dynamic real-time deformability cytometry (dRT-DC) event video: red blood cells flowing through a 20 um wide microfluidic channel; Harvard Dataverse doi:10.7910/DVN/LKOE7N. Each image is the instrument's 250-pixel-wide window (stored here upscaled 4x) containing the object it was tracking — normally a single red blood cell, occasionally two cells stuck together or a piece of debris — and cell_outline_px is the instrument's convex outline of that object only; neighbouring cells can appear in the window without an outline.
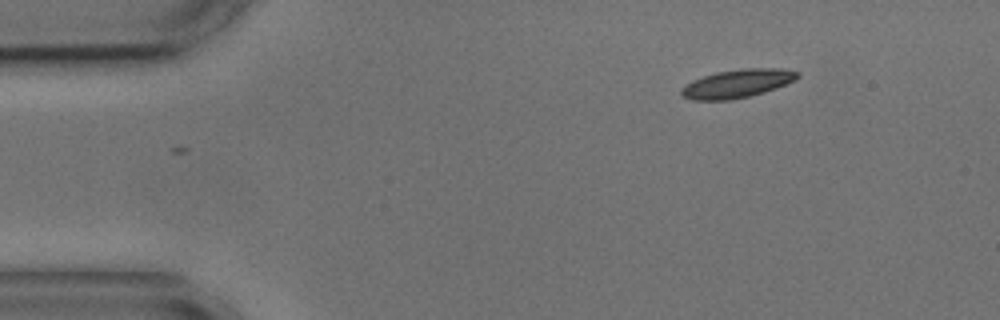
{"species": "common noctule bat (a hibernating species)", "species_latin": "Nyctalus noctula", "temperature_condition": "cold", "stored_images_in_passage": 3, "camera_frame_rate_fps": 3000, "um_per_image_px": 0.085, "animal": {"sex": "male", "body_mass_g": 17.9, "forearm_length_mm": 54.2}, "frame": {"image": 1, "passage_image": 1, "time_ms": 0.0, "image_size_px": [1000, 320], "cell_outline_px": [[800, 76], [796, 80], [764, 92], [732, 100], [692, 100], [684, 96], [680, 92], [680, 88], [692, 80], [716, 72], [744, 68], [776, 68], [800, 72]], "centroid_in_image_um": [62.66, 7.1], "position_along_channel_um": 22.3, "area_um2": 19.13}}